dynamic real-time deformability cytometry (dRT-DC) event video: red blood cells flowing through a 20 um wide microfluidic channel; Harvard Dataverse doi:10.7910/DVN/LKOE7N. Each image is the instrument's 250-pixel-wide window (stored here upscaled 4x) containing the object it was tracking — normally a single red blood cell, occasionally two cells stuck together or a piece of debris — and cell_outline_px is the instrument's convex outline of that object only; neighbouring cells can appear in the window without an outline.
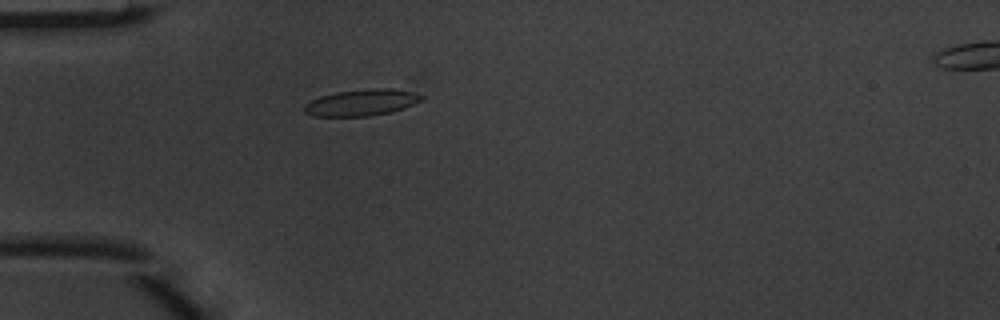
{"species": "common noctule bat (a hibernating species)", "species_latin": "Nyctalus noctula", "temperature_condition": "warm", "stored_images_in_passage": 3, "segment_of_instrument_passage": [1, 2], "camera_frame_rate_fps": 3000, "um_per_image_px": 0.085, "animal": {"sex": "male", "body_mass_g": 20.1, "forearm_length_mm": 53.5}, "frame": {"image": 1, "passage_image": 2, "time_ms": 0.333, "image_size_px": [1000, 320], "cell_outline_px": [[424, 96], [420, 100], [404, 108], [392, 112], [368, 116], [316, 116], [304, 112], [304, 104], [320, 96], [336, 92], [372, 88], [392, 88]], "centroid_in_image_um": [30.69, 8.72], "position_along_channel_um": 54.3, "area_um2": 17.8}}